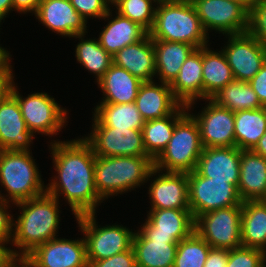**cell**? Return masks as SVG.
Listing matches in <instances>:
<instances>
[{"label": "cell", "instance_id": "obj_55", "mask_svg": "<svg viewBox=\"0 0 266 267\" xmlns=\"http://www.w3.org/2000/svg\"><path fill=\"white\" fill-rule=\"evenodd\" d=\"M261 201L266 202V193H265L264 197L261 199Z\"/></svg>", "mask_w": 266, "mask_h": 267}, {"label": "cell", "instance_id": "obj_43", "mask_svg": "<svg viewBox=\"0 0 266 267\" xmlns=\"http://www.w3.org/2000/svg\"><path fill=\"white\" fill-rule=\"evenodd\" d=\"M253 91L257 94L262 106L266 105V63L259 72L249 81Z\"/></svg>", "mask_w": 266, "mask_h": 267}, {"label": "cell", "instance_id": "obj_19", "mask_svg": "<svg viewBox=\"0 0 266 267\" xmlns=\"http://www.w3.org/2000/svg\"><path fill=\"white\" fill-rule=\"evenodd\" d=\"M240 159L241 149L237 147L203 148L196 171L203 177L226 181L237 188Z\"/></svg>", "mask_w": 266, "mask_h": 267}, {"label": "cell", "instance_id": "obj_42", "mask_svg": "<svg viewBox=\"0 0 266 267\" xmlns=\"http://www.w3.org/2000/svg\"><path fill=\"white\" fill-rule=\"evenodd\" d=\"M0 198V242H11L13 236V215L8 212L11 204Z\"/></svg>", "mask_w": 266, "mask_h": 267}, {"label": "cell", "instance_id": "obj_37", "mask_svg": "<svg viewBox=\"0 0 266 267\" xmlns=\"http://www.w3.org/2000/svg\"><path fill=\"white\" fill-rule=\"evenodd\" d=\"M158 1L160 0H117L112 5L116 7L115 12L140 24L149 32L154 24Z\"/></svg>", "mask_w": 266, "mask_h": 267}, {"label": "cell", "instance_id": "obj_18", "mask_svg": "<svg viewBox=\"0 0 266 267\" xmlns=\"http://www.w3.org/2000/svg\"><path fill=\"white\" fill-rule=\"evenodd\" d=\"M34 16L48 30L62 37L74 38L88 33L86 21L74 9L70 0H42Z\"/></svg>", "mask_w": 266, "mask_h": 267}, {"label": "cell", "instance_id": "obj_23", "mask_svg": "<svg viewBox=\"0 0 266 267\" xmlns=\"http://www.w3.org/2000/svg\"><path fill=\"white\" fill-rule=\"evenodd\" d=\"M134 103L145 122L171 115L181 105L169 84H157L155 81L140 85Z\"/></svg>", "mask_w": 266, "mask_h": 267}, {"label": "cell", "instance_id": "obj_21", "mask_svg": "<svg viewBox=\"0 0 266 267\" xmlns=\"http://www.w3.org/2000/svg\"><path fill=\"white\" fill-rule=\"evenodd\" d=\"M112 59L115 65L127 70L141 81H155V52L149 33L142 40L122 48Z\"/></svg>", "mask_w": 266, "mask_h": 267}, {"label": "cell", "instance_id": "obj_11", "mask_svg": "<svg viewBox=\"0 0 266 267\" xmlns=\"http://www.w3.org/2000/svg\"><path fill=\"white\" fill-rule=\"evenodd\" d=\"M205 32L233 35L248 32L249 10L232 0H190Z\"/></svg>", "mask_w": 266, "mask_h": 267}, {"label": "cell", "instance_id": "obj_25", "mask_svg": "<svg viewBox=\"0 0 266 267\" xmlns=\"http://www.w3.org/2000/svg\"><path fill=\"white\" fill-rule=\"evenodd\" d=\"M142 83L139 78L112 63L97 82L104 95L100 104L134 103Z\"/></svg>", "mask_w": 266, "mask_h": 267}, {"label": "cell", "instance_id": "obj_34", "mask_svg": "<svg viewBox=\"0 0 266 267\" xmlns=\"http://www.w3.org/2000/svg\"><path fill=\"white\" fill-rule=\"evenodd\" d=\"M86 34L74 36L81 39L76 45L75 57L88 72L96 76V82L108 71L113 63L112 56L100 45L98 39H84Z\"/></svg>", "mask_w": 266, "mask_h": 267}, {"label": "cell", "instance_id": "obj_22", "mask_svg": "<svg viewBox=\"0 0 266 267\" xmlns=\"http://www.w3.org/2000/svg\"><path fill=\"white\" fill-rule=\"evenodd\" d=\"M202 47L195 49L182 65L175 80L170 84L174 97L187 106V111L195 102L203 99Z\"/></svg>", "mask_w": 266, "mask_h": 267}, {"label": "cell", "instance_id": "obj_33", "mask_svg": "<svg viewBox=\"0 0 266 267\" xmlns=\"http://www.w3.org/2000/svg\"><path fill=\"white\" fill-rule=\"evenodd\" d=\"M236 147L252 150L266 132V115L263 108L234 112Z\"/></svg>", "mask_w": 266, "mask_h": 267}, {"label": "cell", "instance_id": "obj_17", "mask_svg": "<svg viewBox=\"0 0 266 267\" xmlns=\"http://www.w3.org/2000/svg\"><path fill=\"white\" fill-rule=\"evenodd\" d=\"M155 175L148 188L150 209H190L188 173L166 171L163 173L155 168Z\"/></svg>", "mask_w": 266, "mask_h": 267}, {"label": "cell", "instance_id": "obj_30", "mask_svg": "<svg viewBox=\"0 0 266 267\" xmlns=\"http://www.w3.org/2000/svg\"><path fill=\"white\" fill-rule=\"evenodd\" d=\"M92 118V127L142 130L145 123L135 103L98 104Z\"/></svg>", "mask_w": 266, "mask_h": 267}, {"label": "cell", "instance_id": "obj_53", "mask_svg": "<svg viewBox=\"0 0 266 267\" xmlns=\"http://www.w3.org/2000/svg\"><path fill=\"white\" fill-rule=\"evenodd\" d=\"M5 17H7L6 14L0 9V24L2 20L4 21Z\"/></svg>", "mask_w": 266, "mask_h": 267}, {"label": "cell", "instance_id": "obj_24", "mask_svg": "<svg viewBox=\"0 0 266 267\" xmlns=\"http://www.w3.org/2000/svg\"><path fill=\"white\" fill-rule=\"evenodd\" d=\"M238 194L242 201L261 200L266 193V158L241 150Z\"/></svg>", "mask_w": 266, "mask_h": 267}, {"label": "cell", "instance_id": "obj_15", "mask_svg": "<svg viewBox=\"0 0 266 267\" xmlns=\"http://www.w3.org/2000/svg\"><path fill=\"white\" fill-rule=\"evenodd\" d=\"M25 259L32 267H89L84 237L53 238L35 248Z\"/></svg>", "mask_w": 266, "mask_h": 267}, {"label": "cell", "instance_id": "obj_1", "mask_svg": "<svg viewBox=\"0 0 266 267\" xmlns=\"http://www.w3.org/2000/svg\"><path fill=\"white\" fill-rule=\"evenodd\" d=\"M49 149L58 176L55 175L46 185V193L58 200L59 196H63L75 217L96 213L104 200L96 191V156L92 147L82 136L63 142L53 140Z\"/></svg>", "mask_w": 266, "mask_h": 267}, {"label": "cell", "instance_id": "obj_46", "mask_svg": "<svg viewBox=\"0 0 266 267\" xmlns=\"http://www.w3.org/2000/svg\"><path fill=\"white\" fill-rule=\"evenodd\" d=\"M13 11L21 13H33L35 14L42 0H12Z\"/></svg>", "mask_w": 266, "mask_h": 267}, {"label": "cell", "instance_id": "obj_45", "mask_svg": "<svg viewBox=\"0 0 266 267\" xmlns=\"http://www.w3.org/2000/svg\"><path fill=\"white\" fill-rule=\"evenodd\" d=\"M12 69H0V101L4 100L10 93L14 84Z\"/></svg>", "mask_w": 266, "mask_h": 267}, {"label": "cell", "instance_id": "obj_13", "mask_svg": "<svg viewBox=\"0 0 266 267\" xmlns=\"http://www.w3.org/2000/svg\"><path fill=\"white\" fill-rule=\"evenodd\" d=\"M226 36L222 51L235 80L249 82L266 63V46L249 32Z\"/></svg>", "mask_w": 266, "mask_h": 267}, {"label": "cell", "instance_id": "obj_31", "mask_svg": "<svg viewBox=\"0 0 266 267\" xmlns=\"http://www.w3.org/2000/svg\"><path fill=\"white\" fill-rule=\"evenodd\" d=\"M187 106L180 105L171 115L162 119L146 121L142 128L143 145L146 153L155 160L167 147L176 122L186 113Z\"/></svg>", "mask_w": 266, "mask_h": 267}, {"label": "cell", "instance_id": "obj_9", "mask_svg": "<svg viewBox=\"0 0 266 267\" xmlns=\"http://www.w3.org/2000/svg\"><path fill=\"white\" fill-rule=\"evenodd\" d=\"M242 205L209 211L195 218L194 231L212 248L235 249L241 244Z\"/></svg>", "mask_w": 266, "mask_h": 267}, {"label": "cell", "instance_id": "obj_20", "mask_svg": "<svg viewBox=\"0 0 266 267\" xmlns=\"http://www.w3.org/2000/svg\"><path fill=\"white\" fill-rule=\"evenodd\" d=\"M34 136L26 127L17 99L10 93L0 101V150L30 151Z\"/></svg>", "mask_w": 266, "mask_h": 267}, {"label": "cell", "instance_id": "obj_36", "mask_svg": "<svg viewBox=\"0 0 266 267\" xmlns=\"http://www.w3.org/2000/svg\"><path fill=\"white\" fill-rule=\"evenodd\" d=\"M212 247L195 231L178 242L173 267H204Z\"/></svg>", "mask_w": 266, "mask_h": 267}, {"label": "cell", "instance_id": "obj_16", "mask_svg": "<svg viewBox=\"0 0 266 267\" xmlns=\"http://www.w3.org/2000/svg\"><path fill=\"white\" fill-rule=\"evenodd\" d=\"M206 107L197 115L191 114L200 131L203 148L236 147L234 135V112L206 99Z\"/></svg>", "mask_w": 266, "mask_h": 267}, {"label": "cell", "instance_id": "obj_4", "mask_svg": "<svg viewBox=\"0 0 266 267\" xmlns=\"http://www.w3.org/2000/svg\"><path fill=\"white\" fill-rule=\"evenodd\" d=\"M149 35L153 40L188 43L196 49L209 45V35L190 0L158 1Z\"/></svg>", "mask_w": 266, "mask_h": 267}, {"label": "cell", "instance_id": "obj_27", "mask_svg": "<svg viewBox=\"0 0 266 267\" xmlns=\"http://www.w3.org/2000/svg\"><path fill=\"white\" fill-rule=\"evenodd\" d=\"M115 13L116 16L105 25L97 38L100 45L111 56L122 48L142 40L149 33L140 24Z\"/></svg>", "mask_w": 266, "mask_h": 267}, {"label": "cell", "instance_id": "obj_29", "mask_svg": "<svg viewBox=\"0 0 266 267\" xmlns=\"http://www.w3.org/2000/svg\"><path fill=\"white\" fill-rule=\"evenodd\" d=\"M241 244L266 253V202H242Z\"/></svg>", "mask_w": 266, "mask_h": 267}, {"label": "cell", "instance_id": "obj_35", "mask_svg": "<svg viewBox=\"0 0 266 267\" xmlns=\"http://www.w3.org/2000/svg\"><path fill=\"white\" fill-rule=\"evenodd\" d=\"M211 99L232 112L262 107L257 94L247 81L234 80L224 86Z\"/></svg>", "mask_w": 266, "mask_h": 267}, {"label": "cell", "instance_id": "obj_52", "mask_svg": "<svg viewBox=\"0 0 266 267\" xmlns=\"http://www.w3.org/2000/svg\"><path fill=\"white\" fill-rule=\"evenodd\" d=\"M238 3L243 4L248 10L251 9V7L253 6V4L257 1V0H232Z\"/></svg>", "mask_w": 266, "mask_h": 267}, {"label": "cell", "instance_id": "obj_14", "mask_svg": "<svg viewBox=\"0 0 266 267\" xmlns=\"http://www.w3.org/2000/svg\"><path fill=\"white\" fill-rule=\"evenodd\" d=\"M83 139L92 147L95 156H149L143 145L142 130L92 127Z\"/></svg>", "mask_w": 266, "mask_h": 267}, {"label": "cell", "instance_id": "obj_8", "mask_svg": "<svg viewBox=\"0 0 266 267\" xmlns=\"http://www.w3.org/2000/svg\"><path fill=\"white\" fill-rule=\"evenodd\" d=\"M17 88L14 83L11 94L17 99L27 129L33 135L36 132L49 137L57 135L68 122L66 108L61 107L48 93L37 92L23 98Z\"/></svg>", "mask_w": 266, "mask_h": 267}, {"label": "cell", "instance_id": "obj_38", "mask_svg": "<svg viewBox=\"0 0 266 267\" xmlns=\"http://www.w3.org/2000/svg\"><path fill=\"white\" fill-rule=\"evenodd\" d=\"M266 262L263 250L240 246L228 250L226 267H262Z\"/></svg>", "mask_w": 266, "mask_h": 267}, {"label": "cell", "instance_id": "obj_28", "mask_svg": "<svg viewBox=\"0 0 266 267\" xmlns=\"http://www.w3.org/2000/svg\"><path fill=\"white\" fill-rule=\"evenodd\" d=\"M203 99H211L224 86L235 80L227 58L222 50L212 51L208 45L202 47Z\"/></svg>", "mask_w": 266, "mask_h": 267}, {"label": "cell", "instance_id": "obj_48", "mask_svg": "<svg viewBox=\"0 0 266 267\" xmlns=\"http://www.w3.org/2000/svg\"><path fill=\"white\" fill-rule=\"evenodd\" d=\"M11 55L6 48L0 46V69H12L10 64Z\"/></svg>", "mask_w": 266, "mask_h": 267}, {"label": "cell", "instance_id": "obj_12", "mask_svg": "<svg viewBox=\"0 0 266 267\" xmlns=\"http://www.w3.org/2000/svg\"><path fill=\"white\" fill-rule=\"evenodd\" d=\"M142 225L132 239L137 267H173L179 241L173 234L155 233L148 219Z\"/></svg>", "mask_w": 266, "mask_h": 267}, {"label": "cell", "instance_id": "obj_7", "mask_svg": "<svg viewBox=\"0 0 266 267\" xmlns=\"http://www.w3.org/2000/svg\"><path fill=\"white\" fill-rule=\"evenodd\" d=\"M95 215L90 213L75 217L80 231L85 235L88 264L129 250L134 235L132 229L123 225L98 226Z\"/></svg>", "mask_w": 266, "mask_h": 267}, {"label": "cell", "instance_id": "obj_51", "mask_svg": "<svg viewBox=\"0 0 266 267\" xmlns=\"http://www.w3.org/2000/svg\"><path fill=\"white\" fill-rule=\"evenodd\" d=\"M10 267H32V265L25 258H17Z\"/></svg>", "mask_w": 266, "mask_h": 267}, {"label": "cell", "instance_id": "obj_32", "mask_svg": "<svg viewBox=\"0 0 266 267\" xmlns=\"http://www.w3.org/2000/svg\"><path fill=\"white\" fill-rule=\"evenodd\" d=\"M147 219L155 233L173 234L180 242L194 232L195 219L190 209H150Z\"/></svg>", "mask_w": 266, "mask_h": 267}, {"label": "cell", "instance_id": "obj_49", "mask_svg": "<svg viewBox=\"0 0 266 267\" xmlns=\"http://www.w3.org/2000/svg\"><path fill=\"white\" fill-rule=\"evenodd\" d=\"M252 151L266 158V132L260 138V140L258 141L256 146L252 149Z\"/></svg>", "mask_w": 266, "mask_h": 267}, {"label": "cell", "instance_id": "obj_50", "mask_svg": "<svg viewBox=\"0 0 266 267\" xmlns=\"http://www.w3.org/2000/svg\"><path fill=\"white\" fill-rule=\"evenodd\" d=\"M0 9L8 15V13H11L10 11H13V1L12 0H0Z\"/></svg>", "mask_w": 266, "mask_h": 267}, {"label": "cell", "instance_id": "obj_47", "mask_svg": "<svg viewBox=\"0 0 266 267\" xmlns=\"http://www.w3.org/2000/svg\"><path fill=\"white\" fill-rule=\"evenodd\" d=\"M9 242H0V267H10L18 258L15 249L7 247ZM6 246V247H5Z\"/></svg>", "mask_w": 266, "mask_h": 267}, {"label": "cell", "instance_id": "obj_5", "mask_svg": "<svg viewBox=\"0 0 266 267\" xmlns=\"http://www.w3.org/2000/svg\"><path fill=\"white\" fill-rule=\"evenodd\" d=\"M33 158L30 151L0 150V184L8 193L4 196L0 191L1 199L17 204L46 193Z\"/></svg>", "mask_w": 266, "mask_h": 267}, {"label": "cell", "instance_id": "obj_39", "mask_svg": "<svg viewBox=\"0 0 266 267\" xmlns=\"http://www.w3.org/2000/svg\"><path fill=\"white\" fill-rule=\"evenodd\" d=\"M70 3L86 23L88 18L109 20L113 16L112 6L107 0H70Z\"/></svg>", "mask_w": 266, "mask_h": 267}, {"label": "cell", "instance_id": "obj_26", "mask_svg": "<svg viewBox=\"0 0 266 267\" xmlns=\"http://www.w3.org/2000/svg\"><path fill=\"white\" fill-rule=\"evenodd\" d=\"M156 75L159 83L171 84L188 56L196 49L188 43L153 40Z\"/></svg>", "mask_w": 266, "mask_h": 267}, {"label": "cell", "instance_id": "obj_10", "mask_svg": "<svg viewBox=\"0 0 266 267\" xmlns=\"http://www.w3.org/2000/svg\"><path fill=\"white\" fill-rule=\"evenodd\" d=\"M188 202L195 219L209 211L242 205L243 201L233 184L203 177L194 170L188 173Z\"/></svg>", "mask_w": 266, "mask_h": 267}, {"label": "cell", "instance_id": "obj_44", "mask_svg": "<svg viewBox=\"0 0 266 267\" xmlns=\"http://www.w3.org/2000/svg\"><path fill=\"white\" fill-rule=\"evenodd\" d=\"M228 249L211 248L204 267H226Z\"/></svg>", "mask_w": 266, "mask_h": 267}, {"label": "cell", "instance_id": "obj_40", "mask_svg": "<svg viewBox=\"0 0 266 267\" xmlns=\"http://www.w3.org/2000/svg\"><path fill=\"white\" fill-rule=\"evenodd\" d=\"M248 32L266 46V0H257L249 10Z\"/></svg>", "mask_w": 266, "mask_h": 267}, {"label": "cell", "instance_id": "obj_56", "mask_svg": "<svg viewBox=\"0 0 266 267\" xmlns=\"http://www.w3.org/2000/svg\"><path fill=\"white\" fill-rule=\"evenodd\" d=\"M264 112H265V115H266V105L262 106Z\"/></svg>", "mask_w": 266, "mask_h": 267}, {"label": "cell", "instance_id": "obj_54", "mask_svg": "<svg viewBox=\"0 0 266 267\" xmlns=\"http://www.w3.org/2000/svg\"><path fill=\"white\" fill-rule=\"evenodd\" d=\"M110 4H111V6H112V4L113 3H115L117 0H107Z\"/></svg>", "mask_w": 266, "mask_h": 267}, {"label": "cell", "instance_id": "obj_41", "mask_svg": "<svg viewBox=\"0 0 266 267\" xmlns=\"http://www.w3.org/2000/svg\"><path fill=\"white\" fill-rule=\"evenodd\" d=\"M89 267H137L133 247L112 257L92 261Z\"/></svg>", "mask_w": 266, "mask_h": 267}, {"label": "cell", "instance_id": "obj_2", "mask_svg": "<svg viewBox=\"0 0 266 267\" xmlns=\"http://www.w3.org/2000/svg\"><path fill=\"white\" fill-rule=\"evenodd\" d=\"M59 200L45 193L39 197L19 202L21 215L13 222V244L18 258H25L35 248L56 238L60 224Z\"/></svg>", "mask_w": 266, "mask_h": 267}, {"label": "cell", "instance_id": "obj_3", "mask_svg": "<svg viewBox=\"0 0 266 267\" xmlns=\"http://www.w3.org/2000/svg\"><path fill=\"white\" fill-rule=\"evenodd\" d=\"M95 185L103 199L135 190L155 176L154 160L150 156H96Z\"/></svg>", "mask_w": 266, "mask_h": 267}, {"label": "cell", "instance_id": "obj_6", "mask_svg": "<svg viewBox=\"0 0 266 267\" xmlns=\"http://www.w3.org/2000/svg\"><path fill=\"white\" fill-rule=\"evenodd\" d=\"M203 146L199 126L188 111L176 122L167 147L154 160V168L163 172L196 170Z\"/></svg>", "mask_w": 266, "mask_h": 267}]
</instances>
